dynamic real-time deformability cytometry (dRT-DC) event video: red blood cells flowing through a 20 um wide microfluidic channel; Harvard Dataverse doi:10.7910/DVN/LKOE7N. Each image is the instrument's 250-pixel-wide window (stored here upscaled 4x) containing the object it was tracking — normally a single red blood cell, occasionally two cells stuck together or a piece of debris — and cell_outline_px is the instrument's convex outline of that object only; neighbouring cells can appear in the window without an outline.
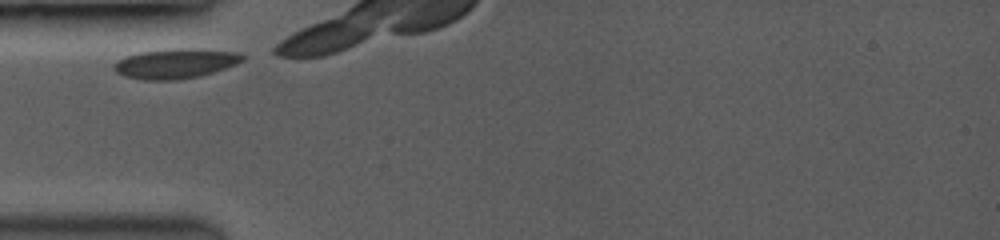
{"species": "common noctule bat (a hibernating species)", "species_latin": "Nyctalus noctula", "temperature_condition": "room temperature", "stored_images_in_passage": 4, "camera_frame_rate_fps": 3500, "um_per_image_px": 0.085, "animal": {"sex": "female", "body_mass_g": 19.0, "forearm_length_mm": 53.3}, "frame": {"image": 1, "passage_image": 1, "time_ms": 0.0, "image_size_px": [1000, 240], "cell_outline_px": [[244, 60], [236, 64], [200, 76], [176, 80], [144, 80], [124, 76], [116, 72], [112, 68], [112, 64], [116, 60], [124, 56], [140, 52], [176, 48], [200, 48], [240, 52], [244, 56]], "centroid_in_image_um": [14.89, 5.39], "position_along_channel_um": 70.1, "area_um2": 22.66}}